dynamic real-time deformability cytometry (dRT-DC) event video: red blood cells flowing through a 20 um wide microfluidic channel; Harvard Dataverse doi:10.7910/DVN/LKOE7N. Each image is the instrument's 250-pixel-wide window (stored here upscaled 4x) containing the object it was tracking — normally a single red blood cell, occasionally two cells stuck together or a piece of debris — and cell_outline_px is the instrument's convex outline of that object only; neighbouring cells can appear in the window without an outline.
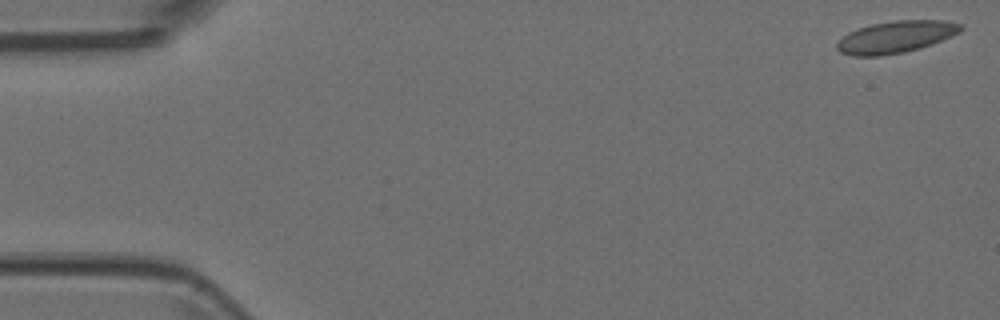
{"species": "Egyptian fruit bat (a non-hibernating species)", "species_latin": "Rousettus aegyptiacus", "temperature_condition": "room temperature", "stored_images_in_passage": 15, "camera_frame_rate_fps": 3000, "um_per_image_px": 0.085, "animal": {"sex": "female"}, "frame": {"image": 1, "passage_image": 1, "time_ms": 0.0, "image_size_px": [1000, 320], "cell_outline_px": [[964, 28], [960, 32], [932, 44], [904, 52], [880, 56], [852, 56], [840, 52], [836, 48], [836, 44], [848, 32], [872, 24], [892, 20], [940, 20], [960, 24]], "centroid_in_image_um": [76.12, 3.14], "position_along_channel_um": 8.9, "area_um2": 22.89}}
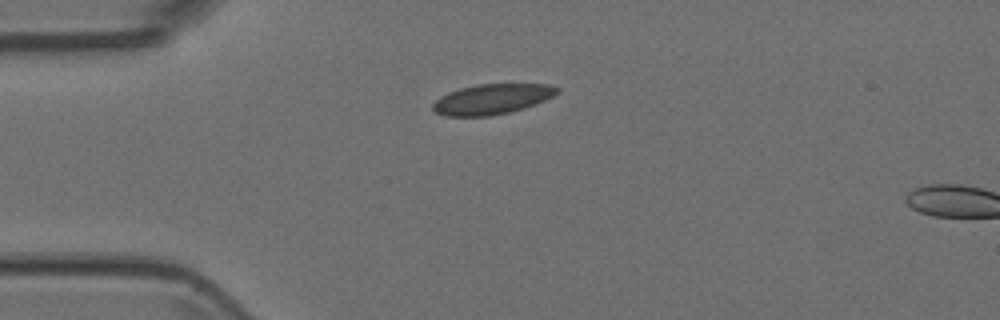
{"frame": {"image": 2, "passage_image": 13, "time_ms": 4.0, "image_size_px": [1000, 320], "cell_outline_px": [[560, 92], [544, 100], [524, 108], [508, 112], [488, 116], [448, 116], [436, 112], [432, 108], [432, 104], [440, 96], [448, 92], [460, 88], [476, 84], [548, 84], [560, 88]], "centroid_in_image_um": [41.81, 8.41], "position_along_channel_um": 43.2, "area_um2": 21.79}}